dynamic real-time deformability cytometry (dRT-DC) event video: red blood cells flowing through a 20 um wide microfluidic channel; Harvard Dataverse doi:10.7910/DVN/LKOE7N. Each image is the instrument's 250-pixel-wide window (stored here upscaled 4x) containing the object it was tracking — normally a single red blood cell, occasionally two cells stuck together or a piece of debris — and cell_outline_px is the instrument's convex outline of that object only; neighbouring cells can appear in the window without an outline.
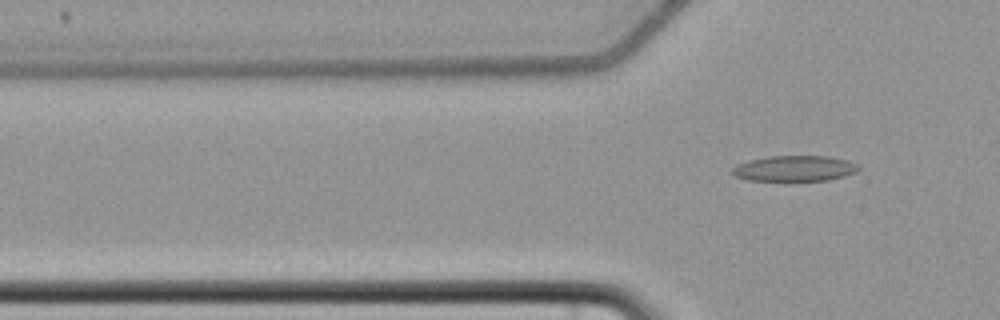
{"species": "common noctule bat (a hibernating species)", "species_latin": "Nyctalus noctula", "temperature_condition": "cold", "stored_images_in_passage": 4, "camera_frame_rate_fps": 3000, "um_per_image_px": 0.085, "animal": {"sex": "female", "body_mass_g": 22.7, "forearm_length_mm": 54.2}, "frame": {"image": 1, "passage_image": 4, "time_ms": 5.0, "image_size_px": [1000, 320], "cell_outline_px": [[860, 168], [856, 172], [844, 176], [828, 180], [748, 180], [736, 176], [732, 172], [732, 168], [736, 164], [748, 160], [768, 156], [828, 156], [848, 160], [856, 164]], "centroid_in_image_um": [67.53, 14.3], "position_along_channel_um": 58.3, "area_um2": 18.79}}